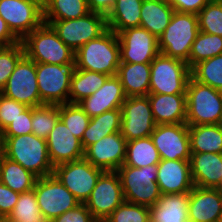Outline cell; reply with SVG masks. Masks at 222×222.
Segmentation results:
<instances>
[{
  "mask_svg": "<svg viewBox=\"0 0 222 222\" xmlns=\"http://www.w3.org/2000/svg\"><path fill=\"white\" fill-rule=\"evenodd\" d=\"M221 128H222V116L220 118L219 124H218Z\"/></svg>",
  "mask_w": 222,
  "mask_h": 222,
  "instance_id": "52",
  "label": "cell"
},
{
  "mask_svg": "<svg viewBox=\"0 0 222 222\" xmlns=\"http://www.w3.org/2000/svg\"><path fill=\"white\" fill-rule=\"evenodd\" d=\"M173 13L174 8L167 0L143 1L140 26L158 39L169 25Z\"/></svg>",
  "mask_w": 222,
  "mask_h": 222,
  "instance_id": "27",
  "label": "cell"
},
{
  "mask_svg": "<svg viewBox=\"0 0 222 222\" xmlns=\"http://www.w3.org/2000/svg\"><path fill=\"white\" fill-rule=\"evenodd\" d=\"M126 98L119 77L114 75L109 76L96 92L82 99L78 104L90 118H93L105 111L121 108Z\"/></svg>",
  "mask_w": 222,
  "mask_h": 222,
  "instance_id": "20",
  "label": "cell"
},
{
  "mask_svg": "<svg viewBox=\"0 0 222 222\" xmlns=\"http://www.w3.org/2000/svg\"><path fill=\"white\" fill-rule=\"evenodd\" d=\"M150 137L161 159L190 160V138L186 123L156 125Z\"/></svg>",
  "mask_w": 222,
  "mask_h": 222,
  "instance_id": "17",
  "label": "cell"
},
{
  "mask_svg": "<svg viewBox=\"0 0 222 222\" xmlns=\"http://www.w3.org/2000/svg\"><path fill=\"white\" fill-rule=\"evenodd\" d=\"M160 161L159 152L150 136L127 142L123 165L142 168L157 165Z\"/></svg>",
  "mask_w": 222,
  "mask_h": 222,
  "instance_id": "32",
  "label": "cell"
},
{
  "mask_svg": "<svg viewBox=\"0 0 222 222\" xmlns=\"http://www.w3.org/2000/svg\"><path fill=\"white\" fill-rule=\"evenodd\" d=\"M222 116V91L189 78L186 89V124H219Z\"/></svg>",
  "mask_w": 222,
  "mask_h": 222,
  "instance_id": "5",
  "label": "cell"
},
{
  "mask_svg": "<svg viewBox=\"0 0 222 222\" xmlns=\"http://www.w3.org/2000/svg\"><path fill=\"white\" fill-rule=\"evenodd\" d=\"M59 119V105L32 107V133L47 139Z\"/></svg>",
  "mask_w": 222,
  "mask_h": 222,
  "instance_id": "38",
  "label": "cell"
},
{
  "mask_svg": "<svg viewBox=\"0 0 222 222\" xmlns=\"http://www.w3.org/2000/svg\"><path fill=\"white\" fill-rule=\"evenodd\" d=\"M148 99L155 124L186 123V94H154Z\"/></svg>",
  "mask_w": 222,
  "mask_h": 222,
  "instance_id": "24",
  "label": "cell"
},
{
  "mask_svg": "<svg viewBox=\"0 0 222 222\" xmlns=\"http://www.w3.org/2000/svg\"><path fill=\"white\" fill-rule=\"evenodd\" d=\"M24 55L21 41L11 46L0 47V92L5 88L8 78Z\"/></svg>",
  "mask_w": 222,
  "mask_h": 222,
  "instance_id": "41",
  "label": "cell"
},
{
  "mask_svg": "<svg viewBox=\"0 0 222 222\" xmlns=\"http://www.w3.org/2000/svg\"><path fill=\"white\" fill-rule=\"evenodd\" d=\"M118 0H87L90 12L108 16Z\"/></svg>",
  "mask_w": 222,
  "mask_h": 222,
  "instance_id": "48",
  "label": "cell"
},
{
  "mask_svg": "<svg viewBox=\"0 0 222 222\" xmlns=\"http://www.w3.org/2000/svg\"><path fill=\"white\" fill-rule=\"evenodd\" d=\"M222 189L194 186L189 192L188 222H220Z\"/></svg>",
  "mask_w": 222,
  "mask_h": 222,
  "instance_id": "21",
  "label": "cell"
},
{
  "mask_svg": "<svg viewBox=\"0 0 222 222\" xmlns=\"http://www.w3.org/2000/svg\"><path fill=\"white\" fill-rule=\"evenodd\" d=\"M46 142L53 167L84 158L81 140L72 134L61 119L57 121Z\"/></svg>",
  "mask_w": 222,
  "mask_h": 222,
  "instance_id": "19",
  "label": "cell"
},
{
  "mask_svg": "<svg viewBox=\"0 0 222 222\" xmlns=\"http://www.w3.org/2000/svg\"><path fill=\"white\" fill-rule=\"evenodd\" d=\"M20 40L11 32L6 22L0 17V47L17 44Z\"/></svg>",
  "mask_w": 222,
  "mask_h": 222,
  "instance_id": "49",
  "label": "cell"
},
{
  "mask_svg": "<svg viewBox=\"0 0 222 222\" xmlns=\"http://www.w3.org/2000/svg\"><path fill=\"white\" fill-rule=\"evenodd\" d=\"M117 35L120 46V62L151 63L160 53L158 39L141 26L127 28Z\"/></svg>",
  "mask_w": 222,
  "mask_h": 222,
  "instance_id": "16",
  "label": "cell"
},
{
  "mask_svg": "<svg viewBox=\"0 0 222 222\" xmlns=\"http://www.w3.org/2000/svg\"><path fill=\"white\" fill-rule=\"evenodd\" d=\"M150 68L149 93L186 94L191 69L185 61L159 53Z\"/></svg>",
  "mask_w": 222,
  "mask_h": 222,
  "instance_id": "8",
  "label": "cell"
},
{
  "mask_svg": "<svg viewBox=\"0 0 222 222\" xmlns=\"http://www.w3.org/2000/svg\"><path fill=\"white\" fill-rule=\"evenodd\" d=\"M4 158H5V145H4V140L2 139V136L0 134V166Z\"/></svg>",
  "mask_w": 222,
  "mask_h": 222,
  "instance_id": "50",
  "label": "cell"
},
{
  "mask_svg": "<svg viewBox=\"0 0 222 222\" xmlns=\"http://www.w3.org/2000/svg\"><path fill=\"white\" fill-rule=\"evenodd\" d=\"M189 193L162 194L149 208L150 222H188Z\"/></svg>",
  "mask_w": 222,
  "mask_h": 222,
  "instance_id": "25",
  "label": "cell"
},
{
  "mask_svg": "<svg viewBox=\"0 0 222 222\" xmlns=\"http://www.w3.org/2000/svg\"><path fill=\"white\" fill-rule=\"evenodd\" d=\"M104 222H150L149 207L124 201Z\"/></svg>",
  "mask_w": 222,
  "mask_h": 222,
  "instance_id": "42",
  "label": "cell"
},
{
  "mask_svg": "<svg viewBox=\"0 0 222 222\" xmlns=\"http://www.w3.org/2000/svg\"><path fill=\"white\" fill-rule=\"evenodd\" d=\"M108 77L103 73L75 69L71 78L69 103H78L91 96L105 83Z\"/></svg>",
  "mask_w": 222,
  "mask_h": 222,
  "instance_id": "33",
  "label": "cell"
},
{
  "mask_svg": "<svg viewBox=\"0 0 222 222\" xmlns=\"http://www.w3.org/2000/svg\"><path fill=\"white\" fill-rule=\"evenodd\" d=\"M104 171L85 158L57 165L53 175L81 202L85 203Z\"/></svg>",
  "mask_w": 222,
  "mask_h": 222,
  "instance_id": "10",
  "label": "cell"
},
{
  "mask_svg": "<svg viewBox=\"0 0 222 222\" xmlns=\"http://www.w3.org/2000/svg\"><path fill=\"white\" fill-rule=\"evenodd\" d=\"M5 157L21 164L38 178L53 175V165L49 159L46 139L35 134L2 136Z\"/></svg>",
  "mask_w": 222,
  "mask_h": 222,
  "instance_id": "2",
  "label": "cell"
},
{
  "mask_svg": "<svg viewBox=\"0 0 222 222\" xmlns=\"http://www.w3.org/2000/svg\"><path fill=\"white\" fill-rule=\"evenodd\" d=\"M177 12L198 14L210 0H167Z\"/></svg>",
  "mask_w": 222,
  "mask_h": 222,
  "instance_id": "47",
  "label": "cell"
},
{
  "mask_svg": "<svg viewBox=\"0 0 222 222\" xmlns=\"http://www.w3.org/2000/svg\"><path fill=\"white\" fill-rule=\"evenodd\" d=\"M7 222H50L39 210L34 189L21 193Z\"/></svg>",
  "mask_w": 222,
  "mask_h": 222,
  "instance_id": "35",
  "label": "cell"
},
{
  "mask_svg": "<svg viewBox=\"0 0 222 222\" xmlns=\"http://www.w3.org/2000/svg\"><path fill=\"white\" fill-rule=\"evenodd\" d=\"M148 96H130L121 106V135L126 141L144 138L155 129Z\"/></svg>",
  "mask_w": 222,
  "mask_h": 222,
  "instance_id": "12",
  "label": "cell"
},
{
  "mask_svg": "<svg viewBox=\"0 0 222 222\" xmlns=\"http://www.w3.org/2000/svg\"><path fill=\"white\" fill-rule=\"evenodd\" d=\"M32 133V107H27L1 133V136H19Z\"/></svg>",
  "mask_w": 222,
  "mask_h": 222,
  "instance_id": "44",
  "label": "cell"
},
{
  "mask_svg": "<svg viewBox=\"0 0 222 222\" xmlns=\"http://www.w3.org/2000/svg\"><path fill=\"white\" fill-rule=\"evenodd\" d=\"M51 222H98L84 203L54 218Z\"/></svg>",
  "mask_w": 222,
  "mask_h": 222,
  "instance_id": "45",
  "label": "cell"
},
{
  "mask_svg": "<svg viewBox=\"0 0 222 222\" xmlns=\"http://www.w3.org/2000/svg\"><path fill=\"white\" fill-rule=\"evenodd\" d=\"M31 1L36 2L39 6H41L42 8H44V7L47 5V3H48L49 0H31Z\"/></svg>",
  "mask_w": 222,
  "mask_h": 222,
  "instance_id": "51",
  "label": "cell"
},
{
  "mask_svg": "<svg viewBox=\"0 0 222 222\" xmlns=\"http://www.w3.org/2000/svg\"><path fill=\"white\" fill-rule=\"evenodd\" d=\"M0 17L21 41L43 21V8L31 0H0Z\"/></svg>",
  "mask_w": 222,
  "mask_h": 222,
  "instance_id": "15",
  "label": "cell"
},
{
  "mask_svg": "<svg viewBox=\"0 0 222 222\" xmlns=\"http://www.w3.org/2000/svg\"><path fill=\"white\" fill-rule=\"evenodd\" d=\"M191 153H222V128L218 124L188 126Z\"/></svg>",
  "mask_w": 222,
  "mask_h": 222,
  "instance_id": "29",
  "label": "cell"
},
{
  "mask_svg": "<svg viewBox=\"0 0 222 222\" xmlns=\"http://www.w3.org/2000/svg\"><path fill=\"white\" fill-rule=\"evenodd\" d=\"M37 176L21 164L4 158L0 166V182L11 190L24 193L34 189Z\"/></svg>",
  "mask_w": 222,
  "mask_h": 222,
  "instance_id": "31",
  "label": "cell"
},
{
  "mask_svg": "<svg viewBox=\"0 0 222 222\" xmlns=\"http://www.w3.org/2000/svg\"><path fill=\"white\" fill-rule=\"evenodd\" d=\"M141 7V0H118L106 17L108 29L118 34L127 28L139 27Z\"/></svg>",
  "mask_w": 222,
  "mask_h": 222,
  "instance_id": "30",
  "label": "cell"
},
{
  "mask_svg": "<svg viewBox=\"0 0 222 222\" xmlns=\"http://www.w3.org/2000/svg\"><path fill=\"white\" fill-rule=\"evenodd\" d=\"M157 165L135 168L122 165L118 173L127 202L152 207L162 195L157 180Z\"/></svg>",
  "mask_w": 222,
  "mask_h": 222,
  "instance_id": "6",
  "label": "cell"
},
{
  "mask_svg": "<svg viewBox=\"0 0 222 222\" xmlns=\"http://www.w3.org/2000/svg\"><path fill=\"white\" fill-rule=\"evenodd\" d=\"M121 131V108L105 111L99 116L90 118L84 131L81 144L85 150L106 135Z\"/></svg>",
  "mask_w": 222,
  "mask_h": 222,
  "instance_id": "28",
  "label": "cell"
},
{
  "mask_svg": "<svg viewBox=\"0 0 222 222\" xmlns=\"http://www.w3.org/2000/svg\"><path fill=\"white\" fill-rule=\"evenodd\" d=\"M21 42L25 55L35 63L63 65L75 59V52L59 38L51 25L44 22Z\"/></svg>",
  "mask_w": 222,
  "mask_h": 222,
  "instance_id": "3",
  "label": "cell"
},
{
  "mask_svg": "<svg viewBox=\"0 0 222 222\" xmlns=\"http://www.w3.org/2000/svg\"><path fill=\"white\" fill-rule=\"evenodd\" d=\"M198 32L197 14L174 11L169 25L158 38L159 52L183 60L189 67L190 51Z\"/></svg>",
  "mask_w": 222,
  "mask_h": 222,
  "instance_id": "4",
  "label": "cell"
},
{
  "mask_svg": "<svg viewBox=\"0 0 222 222\" xmlns=\"http://www.w3.org/2000/svg\"><path fill=\"white\" fill-rule=\"evenodd\" d=\"M34 192L39 210L50 222L81 203L54 175L37 178Z\"/></svg>",
  "mask_w": 222,
  "mask_h": 222,
  "instance_id": "11",
  "label": "cell"
},
{
  "mask_svg": "<svg viewBox=\"0 0 222 222\" xmlns=\"http://www.w3.org/2000/svg\"><path fill=\"white\" fill-rule=\"evenodd\" d=\"M150 73V63L120 62L117 76L126 96H147L150 88Z\"/></svg>",
  "mask_w": 222,
  "mask_h": 222,
  "instance_id": "26",
  "label": "cell"
},
{
  "mask_svg": "<svg viewBox=\"0 0 222 222\" xmlns=\"http://www.w3.org/2000/svg\"><path fill=\"white\" fill-rule=\"evenodd\" d=\"M27 108L25 104L0 93V134Z\"/></svg>",
  "mask_w": 222,
  "mask_h": 222,
  "instance_id": "43",
  "label": "cell"
},
{
  "mask_svg": "<svg viewBox=\"0 0 222 222\" xmlns=\"http://www.w3.org/2000/svg\"><path fill=\"white\" fill-rule=\"evenodd\" d=\"M44 23L51 25L59 38L74 52L108 29L106 16L95 12L76 19L44 21Z\"/></svg>",
  "mask_w": 222,
  "mask_h": 222,
  "instance_id": "9",
  "label": "cell"
},
{
  "mask_svg": "<svg viewBox=\"0 0 222 222\" xmlns=\"http://www.w3.org/2000/svg\"><path fill=\"white\" fill-rule=\"evenodd\" d=\"M220 54H222V36L199 31L190 51L189 68Z\"/></svg>",
  "mask_w": 222,
  "mask_h": 222,
  "instance_id": "36",
  "label": "cell"
},
{
  "mask_svg": "<svg viewBox=\"0 0 222 222\" xmlns=\"http://www.w3.org/2000/svg\"><path fill=\"white\" fill-rule=\"evenodd\" d=\"M126 145L121 132L112 133L88 146L84 158L103 171H117L124 164Z\"/></svg>",
  "mask_w": 222,
  "mask_h": 222,
  "instance_id": "18",
  "label": "cell"
},
{
  "mask_svg": "<svg viewBox=\"0 0 222 222\" xmlns=\"http://www.w3.org/2000/svg\"><path fill=\"white\" fill-rule=\"evenodd\" d=\"M20 193L0 182V219L5 220L14 209Z\"/></svg>",
  "mask_w": 222,
  "mask_h": 222,
  "instance_id": "46",
  "label": "cell"
},
{
  "mask_svg": "<svg viewBox=\"0 0 222 222\" xmlns=\"http://www.w3.org/2000/svg\"><path fill=\"white\" fill-rule=\"evenodd\" d=\"M157 167L156 182L162 194L189 193L194 188L189 160L161 159Z\"/></svg>",
  "mask_w": 222,
  "mask_h": 222,
  "instance_id": "22",
  "label": "cell"
},
{
  "mask_svg": "<svg viewBox=\"0 0 222 222\" xmlns=\"http://www.w3.org/2000/svg\"><path fill=\"white\" fill-rule=\"evenodd\" d=\"M191 77L199 83L222 91V54L195 64L191 68Z\"/></svg>",
  "mask_w": 222,
  "mask_h": 222,
  "instance_id": "37",
  "label": "cell"
},
{
  "mask_svg": "<svg viewBox=\"0 0 222 222\" xmlns=\"http://www.w3.org/2000/svg\"><path fill=\"white\" fill-rule=\"evenodd\" d=\"M5 97L25 104L27 107L44 105L40 100L36 77V63L24 55L0 92Z\"/></svg>",
  "mask_w": 222,
  "mask_h": 222,
  "instance_id": "14",
  "label": "cell"
},
{
  "mask_svg": "<svg viewBox=\"0 0 222 222\" xmlns=\"http://www.w3.org/2000/svg\"><path fill=\"white\" fill-rule=\"evenodd\" d=\"M88 13L87 0H49L43 8V21L76 19Z\"/></svg>",
  "mask_w": 222,
  "mask_h": 222,
  "instance_id": "34",
  "label": "cell"
},
{
  "mask_svg": "<svg viewBox=\"0 0 222 222\" xmlns=\"http://www.w3.org/2000/svg\"><path fill=\"white\" fill-rule=\"evenodd\" d=\"M76 69V60L67 64L36 63V77L40 100L43 104L69 103L71 78Z\"/></svg>",
  "mask_w": 222,
  "mask_h": 222,
  "instance_id": "7",
  "label": "cell"
},
{
  "mask_svg": "<svg viewBox=\"0 0 222 222\" xmlns=\"http://www.w3.org/2000/svg\"><path fill=\"white\" fill-rule=\"evenodd\" d=\"M59 117L75 137L82 140L84 131L88 127L90 117L78 103L59 105Z\"/></svg>",
  "mask_w": 222,
  "mask_h": 222,
  "instance_id": "39",
  "label": "cell"
},
{
  "mask_svg": "<svg viewBox=\"0 0 222 222\" xmlns=\"http://www.w3.org/2000/svg\"><path fill=\"white\" fill-rule=\"evenodd\" d=\"M124 201L118 173L104 171L84 204L98 222H104Z\"/></svg>",
  "mask_w": 222,
  "mask_h": 222,
  "instance_id": "13",
  "label": "cell"
},
{
  "mask_svg": "<svg viewBox=\"0 0 222 222\" xmlns=\"http://www.w3.org/2000/svg\"><path fill=\"white\" fill-rule=\"evenodd\" d=\"M199 31L222 36V3L209 1L197 14Z\"/></svg>",
  "mask_w": 222,
  "mask_h": 222,
  "instance_id": "40",
  "label": "cell"
},
{
  "mask_svg": "<svg viewBox=\"0 0 222 222\" xmlns=\"http://www.w3.org/2000/svg\"><path fill=\"white\" fill-rule=\"evenodd\" d=\"M189 161L194 186L222 189V153H191Z\"/></svg>",
  "mask_w": 222,
  "mask_h": 222,
  "instance_id": "23",
  "label": "cell"
},
{
  "mask_svg": "<svg viewBox=\"0 0 222 222\" xmlns=\"http://www.w3.org/2000/svg\"><path fill=\"white\" fill-rule=\"evenodd\" d=\"M76 69L117 75L120 65L118 35L107 29L98 38L92 39L75 52Z\"/></svg>",
  "mask_w": 222,
  "mask_h": 222,
  "instance_id": "1",
  "label": "cell"
}]
</instances>
